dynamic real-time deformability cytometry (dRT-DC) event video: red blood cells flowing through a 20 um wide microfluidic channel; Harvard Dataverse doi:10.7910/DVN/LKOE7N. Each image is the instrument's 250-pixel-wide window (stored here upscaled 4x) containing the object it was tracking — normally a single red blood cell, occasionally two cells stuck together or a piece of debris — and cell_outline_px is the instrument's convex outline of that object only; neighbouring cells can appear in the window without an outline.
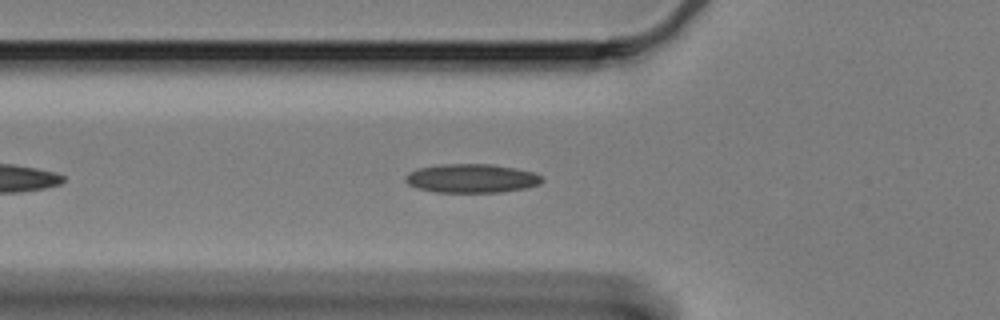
{"species": "Egyptian fruit bat (a non-hibernating species)", "species_latin": "Rousettus aegyptiacus", "temperature_condition": "cold", "stored_images_in_passage": 27, "camera_frame_rate_fps": 3000, "um_per_image_px": 0.085, "animal": {"sex": "female"}, "frame": {"image": 1, "passage_image": 8, "time_ms": 2.333, "image_size_px": [1000, 320], "cell_outline_px": [[544, 180], [540, 184], [528, 188], [500, 192], [436, 192], [420, 188], [408, 184], [404, 180], [404, 176], [408, 172], [420, 168], [440, 164], [492, 164], [516, 168], [532, 172], [544, 176]], "centroid_in_image_um": [40.12, 15.16], "position_along_channel_um": 85.7, "area_um2": 23.06}}
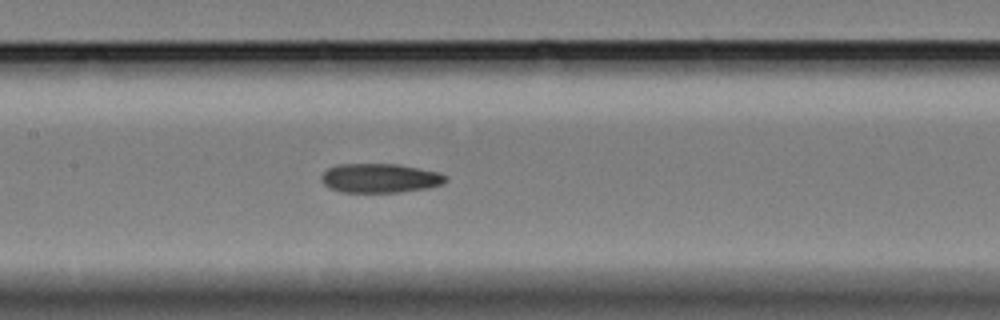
{"frame": {"image": 2, "passage_image": 16, "time_ms": 5.0, "image_size_px": [1000, 320], "cell_outline_px": [[448, 180], [440, 184], [428, 188], [400, 192], [344, 192], [328, 188], [320, 180], [320, 176], [328, 168], [336, 164], [400, 164], [440, 172], [448, 176]], "centroid_in_image_um": [32.3, 15.13], "position_along_channel_um": 175.1, "area_um2": 21.39}}
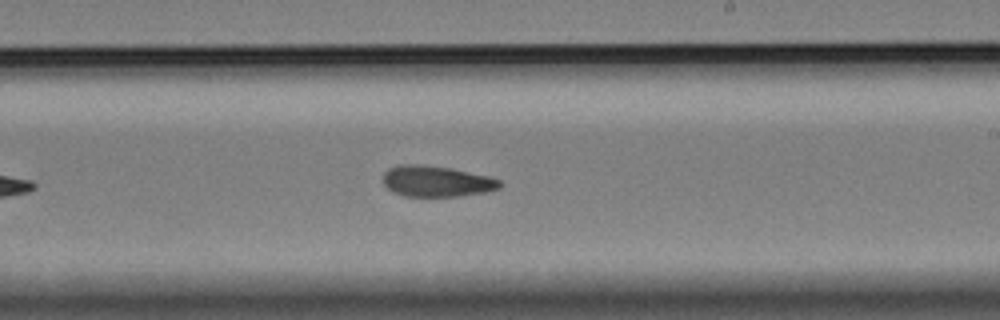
{"frame": {"image": 3, "passage_image": 23, "time_ms": 7.333, "image_size_px": [1000, 320], "cell_outline_px": [[500, 188], [484, 192], [460, 196], [404, 196], [392, 192], [384, 184], [384, 172], [388, 168], [400, 164], [420, 164], [452, 168], [488, 176], [500, 180]], "centroid_in_image_um": [37.07, 15.4], "position_along_channel_um": 251.9, "area_um2": 21.04}}